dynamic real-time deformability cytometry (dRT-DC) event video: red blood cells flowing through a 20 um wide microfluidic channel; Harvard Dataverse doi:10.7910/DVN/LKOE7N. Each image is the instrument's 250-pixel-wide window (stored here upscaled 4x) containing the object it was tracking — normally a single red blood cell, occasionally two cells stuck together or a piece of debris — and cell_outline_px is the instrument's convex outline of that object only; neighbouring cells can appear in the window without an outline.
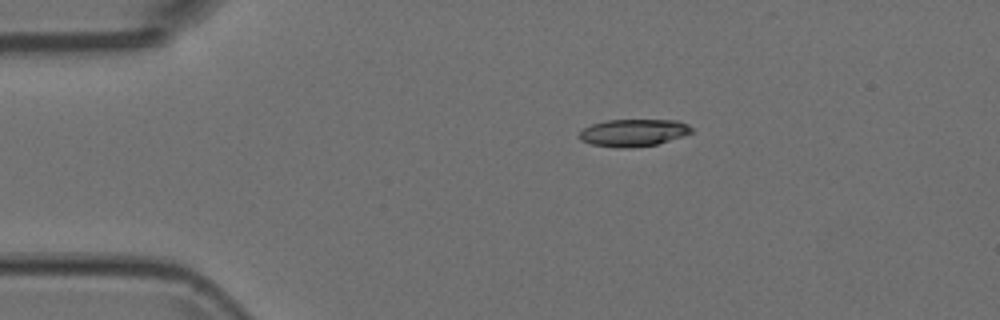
{"species": "Egyptian fruit bat (a non-hibernating species)", "species_latin": "Rousettus aegyptiacus", "temperature_condition": "room temperature", "stored_images_in_passage": 5, "camera_frame_rate_fps": 3000, "um_per_image_px": 0.085, "animal": {"sex": "female"}, "frame": {"image": 1, "passage_image": 3, "time_ms": 0.667, "image_size_px": [1000, 320], "cell_outline_px": [[692, 132], [684, 136], [656, 144], [628, 148], [616, 148], [592, 144], [580, 140], [580, 132], [584, 128], [592, 124], [608, 120], [676, 120], [688, 124], [692, 128]], "centroid_in_image_um": [53.85, 11.28], "position_along_channel_um": 31.1, "area_um2": 17.74}}
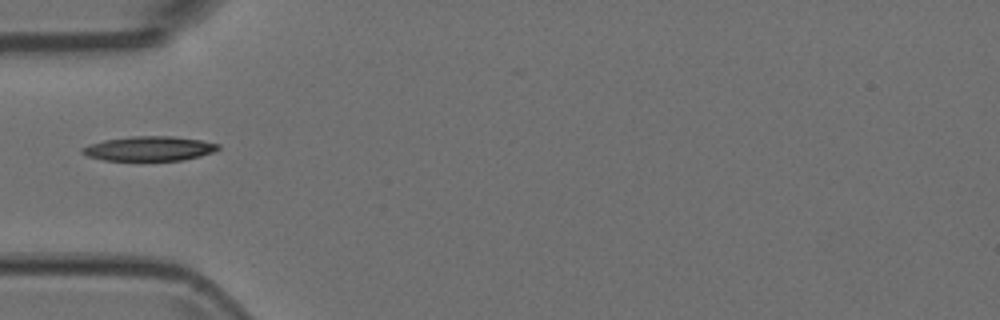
{"frame": {"image": 2, "passage_image": 5, "time_ms": 1.333, "image_size_px": [1000, 320], "cell_outline_px": [[220, 148], [212, 152], [200, 156], [180, 160], [104, 160], [88, 156], [80, 152], [80, 148], [88, 144], [104, 140], [132, 136], [172, 136], [200, 140], [220, 144]], "centroid_in_image_um": [12.65, 12.62], "position_along_channel_um": 72.3, "area_um2": 19.36}}